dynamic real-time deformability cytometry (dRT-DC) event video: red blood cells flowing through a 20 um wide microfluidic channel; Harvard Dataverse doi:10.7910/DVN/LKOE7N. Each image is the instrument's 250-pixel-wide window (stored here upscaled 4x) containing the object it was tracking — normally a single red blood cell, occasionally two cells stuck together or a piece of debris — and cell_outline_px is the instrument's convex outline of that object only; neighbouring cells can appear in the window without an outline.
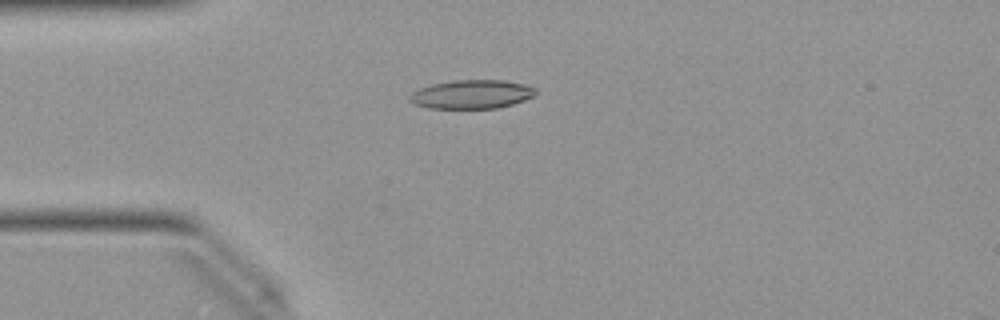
{"species": "Egyptian fruit bat (a non-hibernating species)", "species_latin": "Rousettus aegyptiacus", "temperature_condition": "warm", "stored_images_in_passage": 39, "camera_frame_rate_fps": 3000, "um_per_image_px": 0.085, "animal": {"sex": "female"}, "frame": {"image": 1, "passage_image": 2, "time_ms": 0.333, "image_size_px": [1000, 320], "cell_outline_px": [[536, 96], [500, 108], [428, 108], [416, 104], [408, 100], [408, 96], [412, 92], [420, 88], [432, 84], [452, 80], [504, 80], [524, 84], [536, 88]], "centroid_in_image_um": [40.11, 8.01], "position_along_channel_um": 44.9, "area_um2": 21.21}}
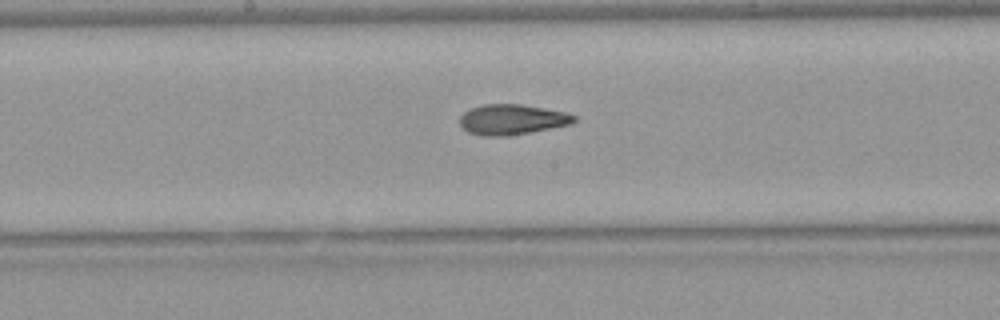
{"frame": {"image": 2, "passage_image": 15, "time_ms": 4.667, "image_size_px": [1000, 320], "cell_outline_px": [[576, 120], [572, 124], [532, 132], [504, 136], [480, 136], [468, 132], [460, 124], [460, 116], [464, 112], [472, 108], [484, 104], [520, 104], [544, 108], [564, 112], [576, 116]], "centroid_in_image_um": [43.52, 10.16], "position_along_channel_um": 204.7, "area_um2": 20.17}}
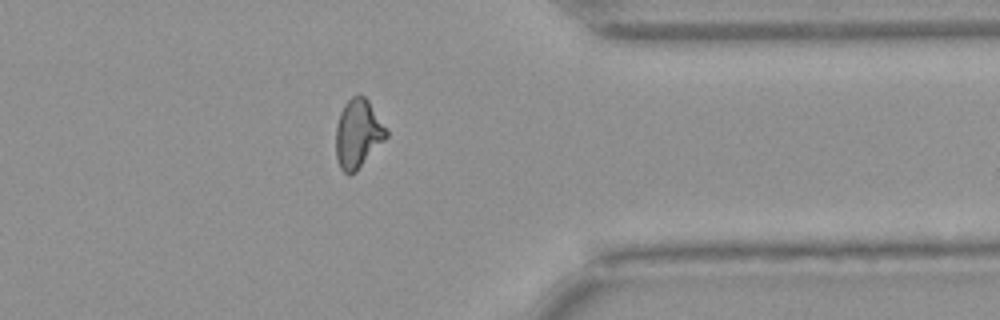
{"frame": {"image": 3, "passage_image": 29, "time_ms": 9.333, "image_size_px": [1000, 320], "cell_outline_px": [[388, 136], [356, 172], [344, 172], [340, 168], [336, 160], [336, 128], [340, 112], [344, 104], [352, 96], [364, 96], [368, 100], [388, 132]], "centroid_in_image_um": [30.41, 11.37], "position_along_channel_um": 381.0, "area_um2": 19.88}, "authors_computed_cell_mechanics": {"area_um2": 20.1722, "velocity_mm_per_s": 4.0483, "shape_relaxation_time_tau1_ms": null, "shape_relaxation_time_tau2_ms": 2.0359, "deformation_change_tau1": null, "deformation_change_tau2": 0.0869}}